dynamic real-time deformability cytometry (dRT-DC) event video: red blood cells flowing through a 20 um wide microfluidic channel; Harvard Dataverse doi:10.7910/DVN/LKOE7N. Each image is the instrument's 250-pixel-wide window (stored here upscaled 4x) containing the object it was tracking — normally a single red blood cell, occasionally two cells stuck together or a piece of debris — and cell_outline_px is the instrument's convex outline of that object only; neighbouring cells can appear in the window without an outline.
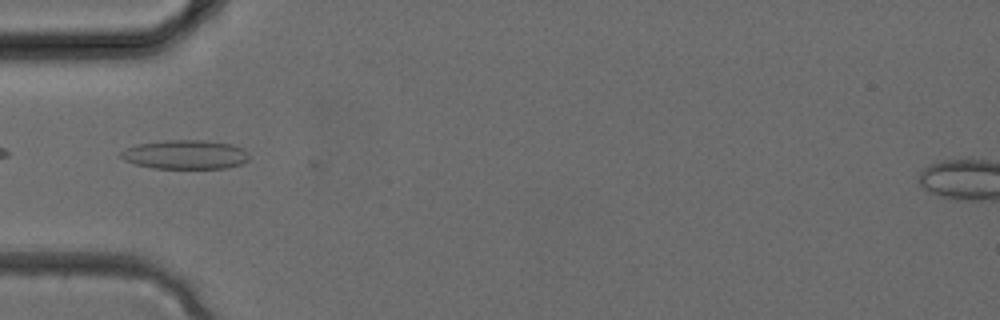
{"species": "common noctule bat (a hibernating species)", "species_latin": "Nyctalus noctula", "temperature_condition": "cold", "stored_images_in_passage": 28, "camera_frame_rate_fps": 3000, "um_per_image_px": 0.085, "animal": {"sex": "female", "body_mass_g": 24.6, "forearm_length_mm": 56.2}, "frame": {"image": 1, "passage_image": 5, "time_ms": 1.333, "image_size_px": [1000, 320], "cell_outline_px": [[248, 160], [240, 164], [228, 168], [152, 168], [136, 164], [124, 160], [120, 156], [120, 152], [124, 148], [136, 144], [164, 140], [208, 140], [232, 144], [244, 148], [248, 152]], "centroid_in_image_um": [15.75, 13.12], "position_along_channel_um": 69.3, "area_um2": 21.96}}
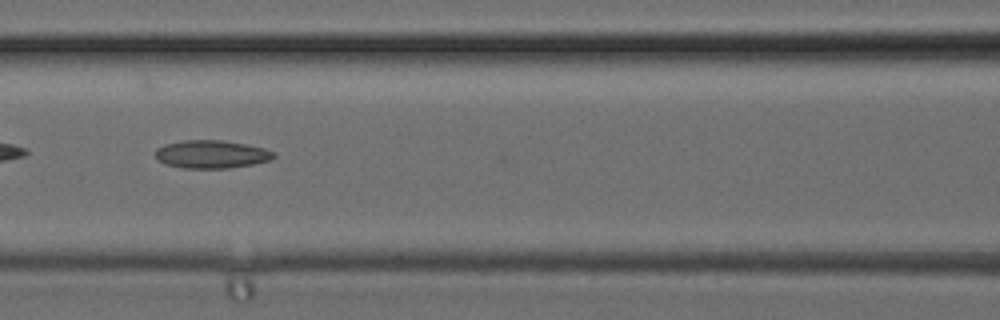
{"frame": {"image": 2, "passage_image": 9, "time_ms": 2.667, "image_size_px": [1000, 320], "cell_outline_px": [[276, 156], [272, 160], [252, 164], [228, 168], [184, 168], [164, 164], [156, 156], [156, 148], [164, 144], [184, 140], [224, 140], [264, 148], [276, 152]], "centroid_in_image_um": [18.0, 13.11], "position_along_channel_um": 148.6, "area_um2": 19.36}}
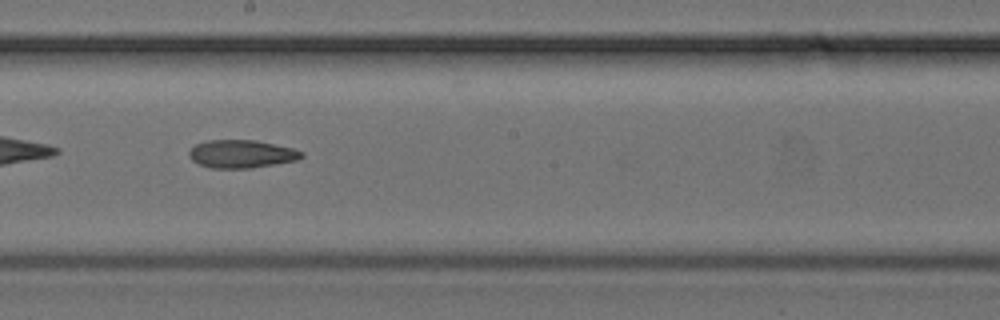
{"frame": {"image": 3, "passage_image": 13, "time_ms": 4.0, "image_size_px": [1000, 320], "cell_outline_px": [[304, 156], [296, 160], [252, 168], [212, 168], [200, 164], [192, 160], [188, 156], [188, 152], [196, 144], [208, 140], [256, 140], [292, 148], [304, 152]], "centroid_in_image_um": [20.52, 13.08], "position_along_channel_um": 227.7, "area_um2": 18.26}}